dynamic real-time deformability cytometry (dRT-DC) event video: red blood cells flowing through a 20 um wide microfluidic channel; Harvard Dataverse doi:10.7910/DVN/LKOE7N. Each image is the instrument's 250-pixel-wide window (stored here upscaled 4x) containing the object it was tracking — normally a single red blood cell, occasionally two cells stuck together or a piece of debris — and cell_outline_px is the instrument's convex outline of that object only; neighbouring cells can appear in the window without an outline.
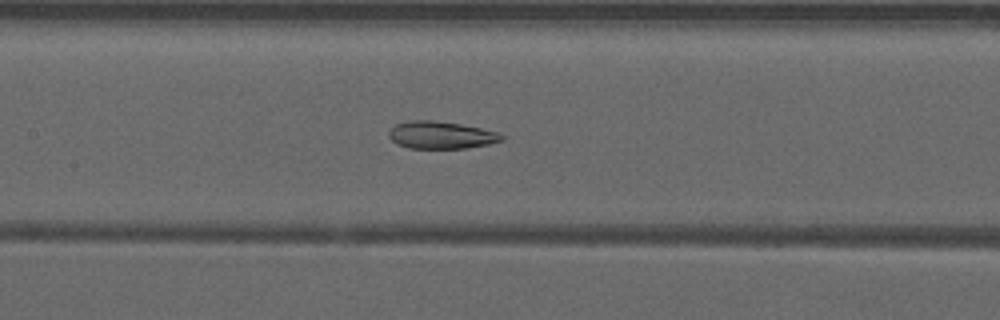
{"species": "common noctule bat (a hibernating species)", "species_latin": "Nyctalus noctula", "temperature_condition": "warm", "stored_images_in_passage": 46, "camera_frame_rate_fps": 3000, "um_per_image_px": 0.085, "animal": {"sex": "male", "forearm_length_mm": 52.5}, "frame": {"image": 1, "passage_image": 19, "time_ms": 6.0, "image_size_px": [1000, 320], "cell_outline_px": [[504, 140], [488, 144], [468, 148], [408, 148], [396, 144], [388, 136], [388, 132], [396, 124], [412, 120], [432, 120], [460, 124], [480, 128], [496, 132], [504, 136]], "centroid_in_image_um": [37.47, 11.49], "position_along_channel_um": 169.9, "area_um2": 17.92}}
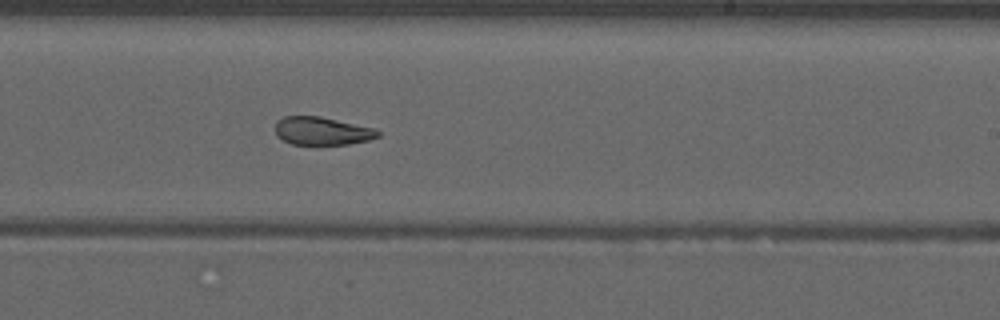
{"frame": {"image": 2, "passage_image": 26, "time_ms": 8.333, "image_size_px": [1000, 320], "cell_outline_px": [[380, 136], [368, 140], [348, 144], [292, 144], [276, 136], [276, 120], [284, 116], [320, 116], [372, 128], [380, 132]], "centroid_in_image_um": [27.34, 11.13], "position_along_channel_um": 261.7, "area_um2": 16.59}}
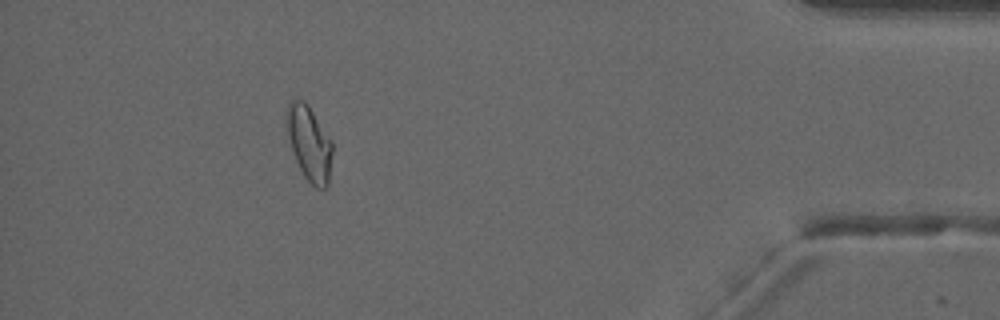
{"frame": {"image": 3, "passage_image": 41, "time_ms": 13.333, "image_size_px": [1000, 320], "cell_outline_px": [[332, 152], [328, 184], [324, 188], [316, 188], [304, 176], [296, 160], [288, 136], [284, 120], [284, 112], [292, 96], [296, 96], [304, 100], [308, 104], [332, 140]], "centroid_in_image_um": [26.25, 12.07], "position_along_channel_um": 409.0, "area_um2": 20.29}, "authors_computed_cell_mechanics": {"area_um2": 18.9584, "velocity_mm_per_s": 3.945, "shape_relaxation_time_tau1_ms": null, "shape_relaxation_time_tau2_ms": 2.4755, "deformation_change_tau1": null, "deformation_change_tau2": 0.0964}}